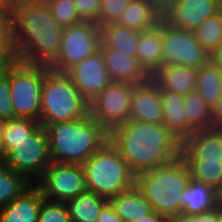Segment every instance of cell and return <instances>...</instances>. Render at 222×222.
I'll use <instances>...</instances> for the list:
<instances>
[{
	"mask_svg": "<svg viewBox=\"0 0 222 222\" xmlns=\"http://www.w3.org/2000/svg\"><path fill=\"white\" fill-rule=\"evenodd\" d=\"M1 162L34 184L51 163L45 126L39 125L23 140L3 141Z\"/></svg>",
	"mask_w": 222,
	"mask_h": 222,
	"instance_id": "obj_8",
	"label": "cell"
},
{
	"mask_svg": "<svg viewBox=\"0 0 222 222\" xmlns=\"http://www.w3.org/2000/svg\"><path fill=\"white\" fill-rule=\"evenodd\" d=\"M220 206L207 212L198 214V222H219Z\"/></svg>",
	"mask_w": 222,
	"mask_h": 222,
	"instance_id": "obj_43",
	"label": "cell"
},
{
	"mask_svg": "<svg viewBox=\"0 0 222 222\" xmlns=\"http://www.w3.org/2000/svg\"><path fill=\"white\" fill-rule=\"evenodd\" d=\"M109 203L124 222L138 221L153 212L150 202L136 186L120 192Z\"/></svg>",
	"mask_w": 222,
	"mask_h": 222,
	"instance_id": "obj_22",
	"label": "cell"
},
{
	"mask_svg": "<svg viewBox=\"0 0 222 222\" xmlns=\"http://www.w3.org/2000/svg\"><path fill=\"white\" fill-rule=\"evenodd\" d=\"M38 222H71L67 204L44 198Z\"/></svg>",
	"mask_w": 222,
	"mask_h": 222,
	"instance_id": "obj_35",
	"label": "cell"
},
{
	"mask_svg": "<svg viewBox=\"0 0 222 222\" xmlns=\"http://www.w3.org/2000/svg\"><path fill=\"white\" fill-rule=\"evenodd\" d=\"M212 128L222 130V95L211 110Z\"/></svg>",
	"mask_w": 222,
	"mask_h": 222,
	"instance_id": "obj_41",
	"label": "cell"
},
{
	"mask_svg": "<svg viewBox=\"0 0 222 222\" xmlns=\"http://www.w3.org/2000/svg\"><path fill=\"white\" fill-rule=\"evenodd\" d=\"M210 61L222 71V42L210 54Z\"/></svg>",
	"mask_w": 222,
	"mask_h": 222,
	"instance_id": "obj_45",
	"label": "cell"
},
{
	"mask_svg": "<svg viewBox=\"0 0 222 222\" xmlns=\"http://www.w3.org/2000/svg\"><path fill=\"white\" fill-rule=\"evenodd\" d=\"M161 19L150 0H131L116 24L141 32L155 28Z\"/></svg>",
	"mask_w": 222,
	"mask_h": 222,
	"instance_id": "obj_23",
	"label": "cell"
},
{
	"mask_svg": "<svg viewBox=\"0 0 222 222\" xmlns=\"http://www.w3.org/2000/svg\"><path fill=\"white\" fill-rule=\"evenodd\" d=\"M136 85L113 81L89 104V114L108 132L127 122Z\"/></svg>",
	"mask_w": 222,
	"mask_h": 222,
	"instance_id": "obj_11",
	"label": "cell"
},
{
	"mask_svg": "<svg viewBox=\"0 0 222 222\" xmlns=\"http://www.w3.org/2000/svg\"><path fill=\"white\" fill-rule=\"evenodd\" d=\"M162 110L160 88L152 78L135 86L128 120L162 123Z\"/></svg>",
	"mask_w": 222,
	"mask_h": 222,
	"instance_id": "obj_15",
	"label": "cell"
},
{
	"mask_svg": "<svg viewBox=\"0 0 222 222\" xmlns=\"http://www.w3.org/2000/svg\"><path fill=\"white\" fill-rule=\"evenodd\" d=\"M45 199L67 203L87 190L82 164L53 162L34 183Z\"/></svg>",
	"mask_w": 222,
	"mask_h": 222,
	"instance_id": "obj_10",
	"label": "cell"
},
{
	"mask_svg": "<svg viewBox=\"0 0 222 222\" xmlns=\"http://www.w3.org/2000/svg\"><path fill=\"white\" fill-rule=\"evenodd\" d=\"M49 67L15 60L9 63V86L14 118L40 121L41 92Z\"/></svg>",
	"mask_w": 222,
	"mask_h": 222,
	"instance_id": "obj_7",
	"label": "cell"
},
{
	"mask_svg": "<svg viewBox=\"0 0 222 222\" xmlns=\"http://www.w3.org/2000/svg\"><path fill=\"white\" fill-rule=\"evenodd\" d=\"M185 161H222V130L195 131L182 142Z\"/></svg>",
	"mask_w": 222,
	"mask_h": 222,
	"instance_id": "obj_16",
	"label": "cell"
},
{
	"mask_svg": "<svg viewBox=\"0 0 222 222\" xmlns=\"http://www.w3.org/2000/svg\"><path fill=\"white\" fill-rule=\"evenodd\" d=\"M100 27L90 21L64 28L61 47L56 60L49 69L66 73L74 65L100 50Z\"/></svg>",
	"mask_w": 222,
	"mask_h": 222,
	"instance_id": "obj_9",
	"label": "cell"
},
{
	"mask_svg": "<svg viewBox=\"0 0 222 222\" xmlns=\"http://www.w3.org/2000/svg\"><path fill=\"white\" fill-rule=\"evenodd\" d=\"M168 222H198V215L179 213L168 218Z\"/></svg>",
	"mask_w": 222,
	"mask_h": 222,
	"instance_id": "obj_44",
	"label": "cell"
},
{
	"mask_svg": "<svg viewBox=\"0 0 222 222\" xmlns=\"http://www.w3.org/2000/svg\"><path fill=\"white\" fill-rule=\"evenodd\" d=\"M7 120L0 118V161L3 158V134L5 132Z\"/></svg>",
	"mask_w": 222,
	"mask_h": 222,
	"instance_id": "obj_47",
	"label": "cell"
},
{
	"mask_svg": "<svg viewBox=\"0 0 222 222\" xmlns=\"http://www.w3.org/2000/svg\"><path fill=\"white\" fill-rule=\"evenodd\" d=\"M221 10L222 0H179L162 19L179 29L194 31Z\"/></svg>",
	"mask_w": 222,
	"mask_h": 222,
	"instance_id": "obj_14",
	"label": "cell"
},
{
	"mask_svg": "<svg viewBox=\"0 0 222 222\" xmlns=\"http://www.w3.org/2000/svg\"><path fill=\"white\" fill-rule=\"evenodd\" d=\"M108 202V199L86 190L66 203L71 222H96Z\"/></svg>",
	"mask_w": 222,
	"mask_h": 222,
	"instance_id": "obj_26",
	"label": "cell"
},
{
	"mask_svg": "<svg viewBox=\"0 0 222 222\" xmlns=\"http://www.w3.org/2000/svg\"><path fill=\"white\" fill-rule=\"evenodd\" d=\"M0 118L5 120L14 118L9 86V63L0 68Z\"/></svg>",
	"mask_w": 222,
	"mask_h": 222,
	"instance_id": "obj_37",
	"label": "cell"
},
{
	"mask_svg": "<svg viewBox=\"0 0 222 222\" xmlns=\"http://www.w3.org/2000/svg\"><path fill=\"white\" fill-rule=\"evenodd\" d=\"M24 0H0V16L14 22Z\"/></svg>",
	"mask_w": 222,
	"mask_h": 222,
	"instance_id": "obj_39",
	"label": "cell"
},
{
	"mask_svg": "<svg viewBox=\"0 0 222 222\" xmlns=\"http://www.w3.org/2000/svg\"><path fill=\"white\" fill-rule=\"evenodd\" d=\"M44 196L32 184L15 200L0 208V222H38Z\"/></svg>",
	"mask_w": 222,
	"mask_h": 222,
	"instance_id": "obj_18",
	"label": "cell"
},
{
	"mask_svg": "<svg viewBox=\"0 0 222 222\" xmlns=\"http://www.w3.org/2000/svg\"><path fill=\"white\" fill-rule=\"evenodd\" d=\"M112 81L141 84L151 78L136 57L110 48H100Z\"/></svg>",
	"mask_w": 222,
	"mask_h": 222,
	"instance_id": "obj_17",
	"label": "cell"
},
{
	"mask_svg": "<svg viewBox=\"0 0 222 222\" xmlns=\"http://www.w3.org/2000/svg\"><path fill=\"white\" fill-rule=\"evenodd\" d=\"M184 111L187 120V138L195 131L212 128L211 110L198 92L185 96Z\"/></svg>",
	"mask_w": 222,
	"mask_h": 222,
	"instance_id": "obj_28",
	"label": "cell"
},
{
	"mask_svg": "<svg viewBox=\"0 0 222 222\" xmlns=\"http://www.w3.org/2000/svg\"><path fill=\"white\" fill-rule=\"evenodd\" d=\"M179 202L180 213L189 215H198L216 209L222 204L219 192L192 178L184 189Z\"/></svg>",
	"mask_w": 222,
	"mask_h": 222,
	"instance_id": "obj_20",
	"label": "cell"
},
{
	"mask_svg": "<svg viewBox=\"0 0 222 222\" xmlns=\"http://www.w3.org/2000/svg\"><path fill=\"white\" fill-rule=\"evenodd\" d=\"M135 222H168V218L161 216L153 211L150 215L145 216Z\"/></svg>",
	"mask_w": 222,
	"mask_h": 222,
	"instance_id": "obj_46",
	"label": "cell"
},
{
	"mask_svg": "<svg viewBox=\"0 0 222 222\" xmlns=\"http://www.w3.org/2000/svg\"><path fill=\"white\" fill-rule=\"evenodd\" d=\"M191 178L222 194V161H185Z\"/></svg>",
	"mask_w": 222,
	"mask_h": 222,
	"instance_id": "obj_30",
	"label": "cell"
},
{
	"mask_svg": "<svg viewBox=\"0 0 222 222\" xmlns=\"http://www.w3.org/2000/svg\"><path fill=\"white\" fill-rule=\"evenodd\" d=\"M131 0H100L101 8L98 14V26L116 23L126 10Z\"/></svg>",
	"mask_w": 222,
	"mask_h": 222,
	"instance_id": "obj_36",
	"label": "cell"
},
{
	"mask_svg": "<svg viewBox=\"0 0 222 222\" xmlns=\"http://www.w3.org/2000/svg\"><path fill=\"white\" fill-rule=\"evenodd\" d=\"M163 66L178 65L199 69L210 55L195 39L193 31L174 27L161 19Z\"/></svg>",
	"mask_w": 222,
	"mask_h": 222,
	"instance_id": "obj_12",
	"label": "cell"
},
{
	"mask_svg": "<svg viewBox=\"0 0 222 222\" xmlns=\"http://www.w3.org/2000/svg\"><path fill=\"white\" fill-rule=\"evenodd\" d=\"M195 91L200 94L210 110L220 99L222 95V71L211 61L198 69Z\"/></svg>",
	"mask_w": 222,
	"mask_h": 222,
	"instance_id": "obj_27",
	"label": "cell"
},
{
	"mask_svg": "<svg viewBox=\"0 0 222 222\" xmlns=\"http://www.w3.org/2000/svg\"><path fill=\"white\" fill-rule=\"evenodd\" d=\"M45 129L50 159L58 163L83 164L109 141V132L90 114Z\"/></svg>",
	"mask_w": 222,
	"mask_h": 222,
	"instance_id": "obj_3",
	"label": "cell"
},
{
	"mask_svg": "<svg viewBox=\"0 0 222 222\" xmlns=\"http://www.w3.org/2000/svg\"><path fill=\"white\" fill-rule=\"evenodd\" d=\"M53 18L64 28L79 24L80 18L73 0H45Z\"/></svg>",
	"mask_w": 222,
	"mask_h": 222,
	"instance_id": "obj_32",
	"label": "cell"
},
{
	"mask_svg": "<svg viewBox=\"0 0 222 222\" xmlns=\"http://www.w3.org/2000/svg\"><path fill=\"white\" fill-rule=\"evenodd\" d=\"M179 0H150L155 10L163 17Z\"/></svg>",
	"mask_w": 222,
	"mask_h": 222,
	"instance_id": "obj_42",
	"label": "cell"
},
{
	"mask_svg": "<svg viewBox=\"0 0 222 222\" xmlns=\"http://www.w3.org/2000/svg\"><path fill=\"white\" fill-rule=\"evenodd\" d=\"M82 167L87 190L108 200L135 186L136 175L110 141L86 160Z\"/></svg>",
	"mask_w": 222,
	"mask_h": 222,
	"instance_id": "obj_5",
	"label": "cell"
},
{
	"mask_svg": "<svg viewBox=\"0 0 222 222\" xmlns=\"http://www.w3.org/2000/svg\"><path fill=\"white\" fill-rule=\"evenodd\" d=\"M219 222H222V204L220 205V220Z\"/></svg>",
	"mask_w": 222,
	"mask_h": 222,
	"instance_id": "obj_48",
	"label": "cell"
},
{
	"mask_svg": "<svg viewBox=\"0 0 222 222\" xmlns=\"http://www.w3.org/2000/svg\"><path fill=\"white\" fill-rule=\"evenodd\" d=\"M66 74L89 104L113 82L101 49L74 65Z\"/></svg>",
	"mask_w": 222,
	"mask_h": 222,
	"instance_id": "obj_13",
	"label": "cell"
},
{
	"mask_svg": "<svg viewBox=\"0 0 222 222\" xmlns=\"http://www.w3.org/2000/svg\"><path fill=\"white\" fill-rule=\"evenodd\" d=\"M32 184L24 175L0 161V208L15 200Z\"/></svg>",
	"mask_w": 222,
	"mask_h": 222,
	"instance_id": "obj_29",
	"label": "cell"
},
{
	"mask_svg": "<svg viewBox=\"0 0 222 222\" xmlns=\"http://www.w3.org/2000/svg\"><path fill=\"white\" fill-rule=\"evenodd\" d=\"M63 31L45 0H24L13 22L17 60L49 67L59 54Z\"/></svg>",
	"mask_w": 222,
	"mask_h": 222,
	"instance_id": "obj_2",
	"label": "cell"
},
{
	"mask_svg": "<svg viewBox=\"0 0 222 222\" xmlns=\"http://www.w3.org/2000/svg\"><path fill=\"white\" fill-rule=\"evenodd\" d=\"M162 101V123L182 142L187 138V120L184 98L178 93L160 91Z\"/></svg>",
	"mask_w": 222,
	"mask_h": 222,
	"instance_id": "obj_24",
	"label": "cell"
},
{
	"mask_svg": "<svg viewBox=\"0 0 222 222\" xmlns=\"http://www.w3.org/2000/svg\"><path fill=\"white\" fill-rule=\"evenodd\" d=\"M193 33L198 43L210 55L222 42V10L207 18Z\"/></svg>",
	"mask_w": 222,
	"mask_h": 222,
	"instance_id": "obj_31",
	"label": "cell"
},
{
	"mask_svg": "<svg viewBox=\"0 0 222 222\" xmlns=\"http://www.w3.org/2000/svg\"><path fill=\"white\" fill-rule=\"evenodd\" d=\"M89 114V103L66 73L49 70L41 92L40 125L72 121Z\"/></svg>",
	"mask_w": 222,
	"mask_h": 222,
	"instance_id": "obj_6",
	"label": "cell"
},
{
	"mask_svg": "<svg viewBox=\"0 0 222 222\" xmlns=\"http://www.w3.org/2000/svg\"><path fill=\"white\" fill-rule=\"evenodd\" d=\"M15 60L13 22L0 16V68Z\"/></svg>",
	"mask_w": 222,
	"mask_h": 222,
	"instance_id": "obj_33",
	"label": "cell"
},
{
	"mask_svg": "<svg viewBox=\"0 0 222 222\" xmlns=\"http://www.w3.org/2000/svg\"><path fill=\"white\" fill-rule=\"evenodd\" d=\"M100 34V48L115 49L128 56L136 57L140 37L139 31L116 23H110L100 27Z\"/></svg>",
	"mask_w": 222,
	"mask_h": 222,
	"instance_id": "obj_25",
	"label": "cell"
},
{
	"mask_svg": "<svg viewBox=\"0 0 222 222\" xmlns=\"http://www.w3.org/2000/svg\"><path fill=\"white\" fill-rule=\"evenodd\" d=\"M109 141L135 175L163 166L182 152V141L163 123L128 120L109 132Z\"/></svg>",
	"mask_w": 222,
	"mask_h": 222,
	"instance_id": "obj_1",
	"label": "cell"
},
{
	"mask_svg": "<svg viewBox=\"0 0 222 222\" xmlns=\"http://www.w3.org/2000/svg\"><path fill=\"white\" fill-rule=\"evenodd\" d=\"M96 222H124L115 212L112 205L108 202L101 210Z\"/></svg>",
	"mask_w": 222,
	"mask_h": 222,
	"instance_id": "obj_40",
	"label": "cell"
},
{
	"mask_svg": "<svg viewBox=\"0 0 222 222\" xmlns=\"http://www.w3.org/2000/svg\"><path fill=\"white\" fill-rule=\"evenodd\" d=\"M197 77V68L178 65L162 66L151 76L160 91H171L182 96L195 92Z\"/></svg>",
	"mask_w": 222,
	"mask_h": 222,
	"instance_id": "obj_19",
	"label": "cell"
},
{
	"mask_svg": "<svg viewBox=\"0 0 222 222\" xmlns=\"http://www.w3.org/2000/svg\"><path fill=\"white\" fill-rule=\"evenodd\" d=\"M162 46L160 20L155 28L140 32L139 45L136 51V58L150 76L163 66Z\"/></svg>",
	"mask_w": 222,
	"mask_h": 222,
	"instance_id": "obj_21",
	"label": "cell"
},
{
	"mask_svg": "<svg viewBox=\"0 0 222 222\" xmlns=\"http://www.w3.org/2000/svg\"><path fill=\"white\" fill-rule=\"evenodd\" d=\"M73 2L83 21L94 22L98 25V14L101 8L100 0H73Z\"/></svg>",
	"mask_w": 222,
	"mask_h": 222,
	"instance_id": "obj_38",
	"label": "cell"
},
{
	"mask_svg": "<svg viewBox=\"0 0 222 222\" xmlns=\"http://www.w3.org/2000/svg\"><path fill=\"white\" fill-rule=\"evenodd\" d=\"M190 179V170L179 156L163 166L136 175L135 186L155 213L169 218L180 213L179 200Z\"/></svg>",
	"mask_w": 222,
	"mask_h": 222,
	"instance_id": "obj_4",
	"label": "cell"
},
{
	"mask_svg": "<svg viewBox=\"0 0 222 222\" xmlns=\"http://www.w3.org/2000/svg\"><path fill=\"white\" fill-rule=\"evenodd\" d=\"M40 123L30 118L15 117L7 120L3 141H20L29 136Z\"/></svg>",
	"mask_w": 222,
	"mask_h": 222,
	"instance_id": "obj_34",
	"label": "cell"
}]
</instances>
